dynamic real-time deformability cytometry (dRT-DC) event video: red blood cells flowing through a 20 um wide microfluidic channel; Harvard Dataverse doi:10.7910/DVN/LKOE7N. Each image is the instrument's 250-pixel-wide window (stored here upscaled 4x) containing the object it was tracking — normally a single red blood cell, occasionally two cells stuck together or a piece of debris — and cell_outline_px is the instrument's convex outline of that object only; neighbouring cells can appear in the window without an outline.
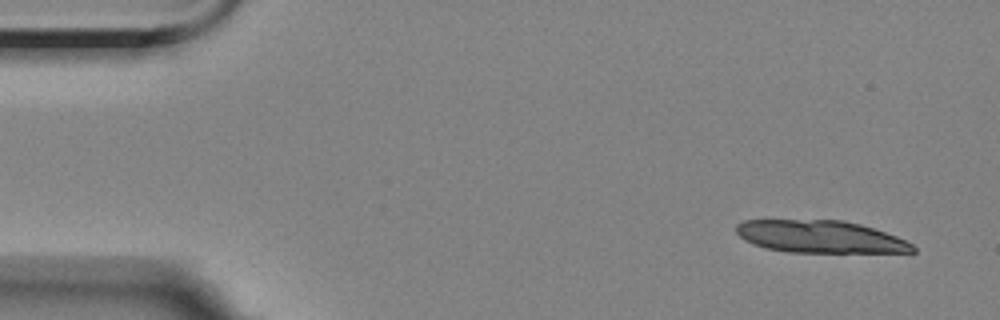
{"species": "Egyptian fruit bat (a non-hibernating species)", "species_latin": "Rousettus aegyptiacus", "temperature_condition": "room temperature", "stored_images_in_passage": 10, "camera_frame_rate_fps": 3000, "um_per_image_px": 0.085, "animal": {"sex": "female"}, "frame": {"image": 1, "passage_image": 1, "time_ms": 0.0, "image_size_px": [1000, 320], "cell_outline_px": [[916, 252], [788, 252], [764, 248], [752, 244], [744, 240], [736, 232], [736, 224], [744, 220], [844, 220], [860, 224], [896, 236], [912, 244], [916, 248]], "centroid_in_image_um": [69.67, 20.12], "position_along_channel_um": 15.3, "area_um2": 33.23}}
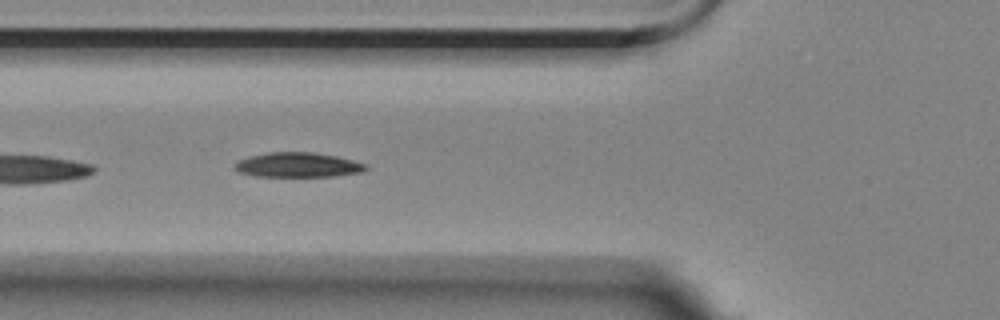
{"frame": {"image": 2, "passage_image": 5, "time_ms": 5.667, "image_size_px": [1000, 320], "cell_outline_px": [[368, 168], [360, 172], [336, 176], [252, 176], [236, 172], [236, 164], [240, 160], [252, 156], [268, 152], [312, 152], [336, 156], [352, 160], [364, 164]], "centroid_in_image_um": [25.3, 14.02], "position_along_channel_um": 100.5, "area_um2": 18.61}}
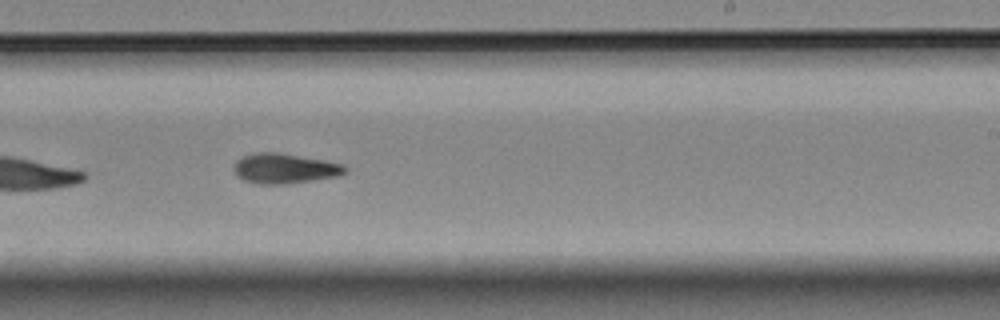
{"frame": {"image": 3, "passage_image": 9, "time_ms": 10.333, "image_size_px": [1000, 320], "cell_outline_px": [[348, 172], [340, 176], [284, 184], [256, 184], [244, 180], [236, 176], [236, 160], [244, 156], [260, 152], [276, 152], [324, 160], [340, 164], [348, 168]], "centroid_in_image_um": [24.22, 14.33], "position_along_channel_um": 264.8, "area_um2": 19.25}}